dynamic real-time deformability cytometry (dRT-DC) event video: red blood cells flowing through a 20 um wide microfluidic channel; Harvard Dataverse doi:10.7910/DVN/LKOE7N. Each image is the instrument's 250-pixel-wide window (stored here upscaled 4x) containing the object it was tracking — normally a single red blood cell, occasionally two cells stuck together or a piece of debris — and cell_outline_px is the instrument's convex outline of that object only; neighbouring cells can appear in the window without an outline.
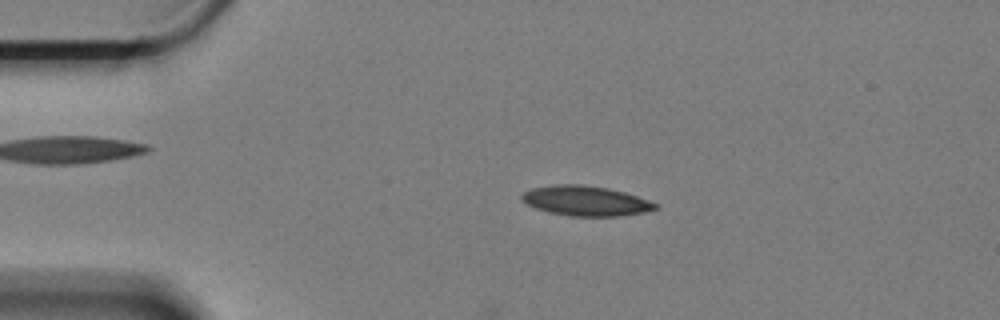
{"species": "Egyptian fruit bat (a non-hibernating species)", "species_latin": "Rousettus aegyptiacus", "temperature_condition": "cold", "stored_images_in_passage": 57, "camera_frame_rate_fps": 3000, "um_per_image_px": 0.085, "animal": {"sex": "female"}, "frame": {"image": 1, "passage_image": 12, "time_ms": 3.667, "image_size_px": [1000, 320], "cell_outline_px": [[660, 204], [656, 208], [644, 212], [620, 216], [568, 216], [548, 212], [536, 208], [520, 200], [520, 196], [524, 192], [532, 188], [556, 184], [580, 184], [608, 188], [624, 192]], "centroid_in_image_um": [49.76, 17.07], "position_along_channel_um": 35.2, "area_um2": 23.29}}
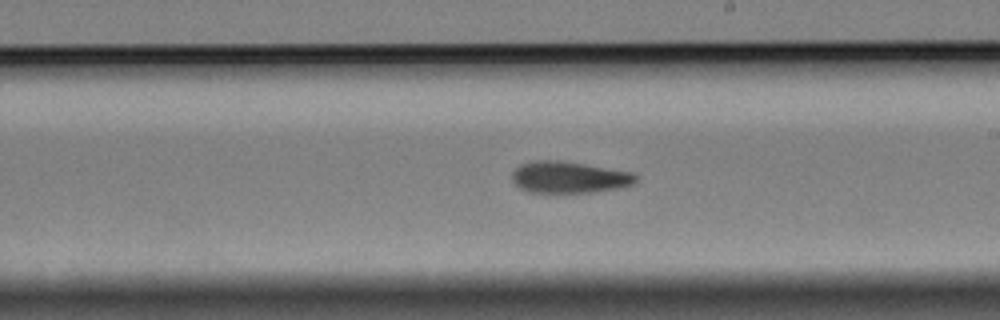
{"frame": {"image": 2, "passage_image": 34, "time_ms": 11.0, "image_size_px": [1000, 320], "cell_outline_px": [[636, 180], [632, 184], [616, 188], [592, 192], [528, 192], [520, 188], [512, 180], [512, 172], [520, 164], [536, 160], [560, 160], [632, 172], [636, 176]], "centroid_in_image_um": [48.32, 15.06], "position_along_channel_um": 240.7, "area_um2": 22.54}}
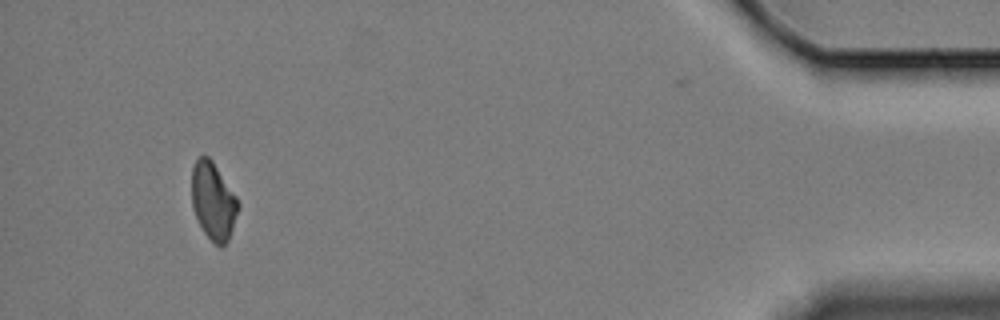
{"frame": {"image": 3, "passage_image": 56, "time_ms": 18.333, "image_size_px": [1000, 320], "cell_outline_px": [[240, 208], [228, 240], [220, 248], [204, 232], [192, 208], [192, 168], [196, 160], [200, 156], [208, 156], [212, 160], [236, 196], [240, 204]], "centroid_in_image_um": [18.14, 17.08], "position_along_channel_um": 417.1, "area_um2": 20.81}, "authors_computed_cell_mechanics": {"area_um2": 22.5998, "velocity_mm_per_s": 3.3161, "shape_relaxation_time_tau1_ms": 9.5976, "shape_relaxation_time_tau2_ms": 6.1787, "deformation_change_tau1": 0.1664, "deformation_change_tau2": 0.125}}